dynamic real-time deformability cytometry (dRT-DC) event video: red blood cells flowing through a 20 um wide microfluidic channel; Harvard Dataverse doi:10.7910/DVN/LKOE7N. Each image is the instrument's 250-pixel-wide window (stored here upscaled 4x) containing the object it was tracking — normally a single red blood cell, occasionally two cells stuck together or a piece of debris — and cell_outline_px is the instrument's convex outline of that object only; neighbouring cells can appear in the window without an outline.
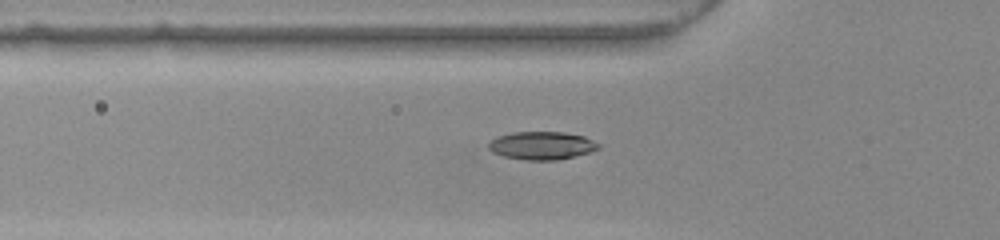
{"species": "common noctule bat (a hibernating species)", "species_latin": "Nyctalus noctula", "temperature_condition": "warm", "stored_images_in_passage": 45, "camera_frame_rate_fps": 3000, "um_per_image_px": 0.085, "animal": {"sex": "female", "body_mass_g": 22.0, "forearm_length_mm": 56.7}, "frame": {"image": 1, "passage_image": 17, "time_ms": 5.333, "image_size_px": [1000, 240], "cell_outline_px": [[600, 148], [592, 152], [576, 156], [556, 160], [528, 160], [504, 156], [492, 152], [488, 148], [488, 140], [496, 136], [512, 132], [564, 132], [584, 136], [600, 144]], "centroid_in_image_um": [46.04, 12.36], "position_along_channel_um": 79.8, "area_um2": 18.15}}
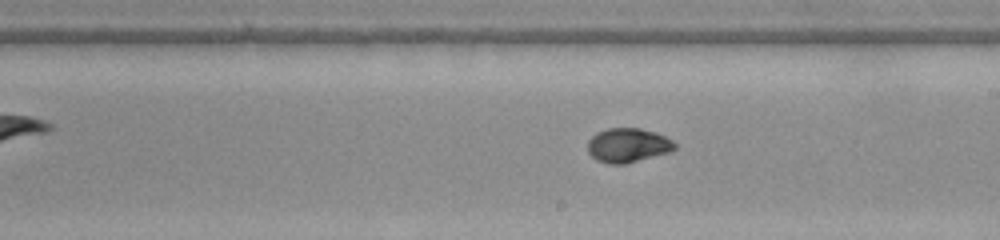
{"frame": {"image": 2, "passage_image": 29, "time_ms": 9.333, "image_size_px": [1000, 240], "cell_outline_px": [[676, 148], [668, 152], [624, 164], [608, 164], [596, 160], [588, 152], [588, 140], [596, 132], [608, 128], [640, 128], [656, 132], [672, 140], [676, 144]], "centroid_in_image_um": [53.34, 12.34], "position_along_channel_um": 235.7, "area_um2": 17.34}}
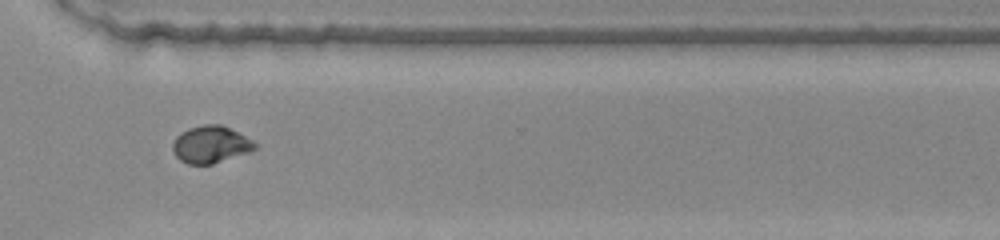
{"frame": {"image": 3, "passage_image": 38, "time_ms": 12.333, "image_size_px": [1000, 240], "cell_outline_px": [[256, 148], [248, 152], [212, 164], [188, 164], [180, 160], [172, 152], [172, 144], [176, 136], [188, 128], [204, 124], [220, 124], [252, 140], [256, 144]], "centroid_in_image_um": [17.86, 12.28], "position_along_channel_um": 352.7, "area_um2": 17.57}}